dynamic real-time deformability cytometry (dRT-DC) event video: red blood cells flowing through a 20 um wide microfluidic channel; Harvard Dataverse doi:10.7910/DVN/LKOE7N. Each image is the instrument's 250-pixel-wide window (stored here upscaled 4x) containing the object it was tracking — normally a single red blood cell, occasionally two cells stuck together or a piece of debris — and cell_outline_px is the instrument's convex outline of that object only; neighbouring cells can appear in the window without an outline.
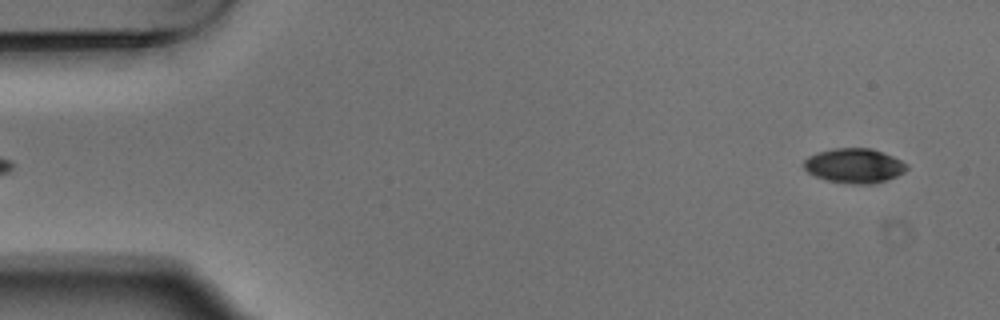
{"species": "Egyptian fruit bat (a non-hibernating species)", "species_latin": "Rousettus aegyptiacus", "temperature_condition": "warm", "stored_images_in_passage": 4, "segment_of_instrument_passage": [2, 2], "camera_frame_rate_fps": 3000, "um_per_image_px": 0.085, "animal": {"sex": "male"}, "frame": {"image": 1, "passage_image": 4, "time_ms": 1.0, "image_size_px": [1000, 320], "cell_outline_px": [[908, 168], [904, 172], [896, 176], [872, 184], [848, 184], [828, 180], [816, 176], [808, 172], [804, 168], [804, 160], [808, 156], [832, 148], [872, 148], [892, 156], [908, 164]], "centroid_in_image_um": [72.62, 14.08], "position_along_channel_um": 12.4, "area_um2": 20.63}}